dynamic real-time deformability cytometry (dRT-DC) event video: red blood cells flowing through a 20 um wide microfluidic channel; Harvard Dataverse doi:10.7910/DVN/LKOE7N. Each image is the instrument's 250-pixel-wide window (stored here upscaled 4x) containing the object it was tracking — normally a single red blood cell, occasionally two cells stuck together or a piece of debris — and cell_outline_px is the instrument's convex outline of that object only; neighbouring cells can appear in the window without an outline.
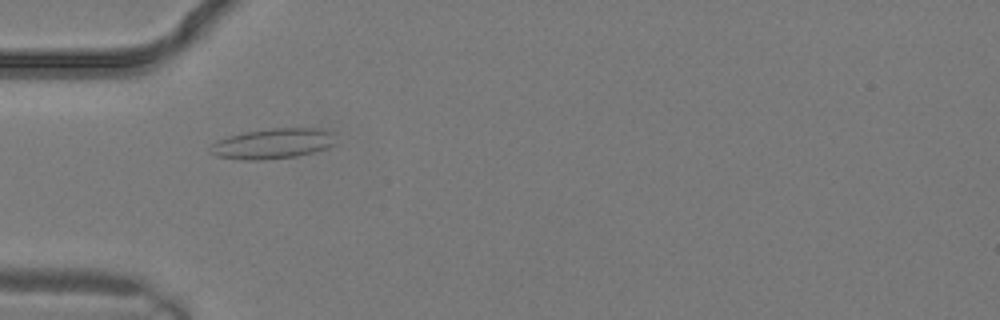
{"species": "common noctule bat (a hibernating species)", "species_latin": "Nyctalus noctula", "temperature_condition": "warm", "stored_images_in_passage": 1, "camera_frame_rate_fps": 3000, "um_per_image_px": 0.085, "animal": {"sex": "male", "body_mass_g": 19.2, "forearm_length_mm": 51.8}, "frame": {"image": 1, "passage_image": 1, "time_ms": 0.0, "image_size_px": [1000, 320], "cell_outline_px": [[336, 144], [328, 148], [296, 156], [264, 160], [244, 160], [216, 156], [208, 148], [216, 140], [228, 136], [244, 132], [272, 128], [316, 128], [332, 132]], "centroid_in_image_um": [23.18, 12.21], "position_along_channel_um": 61.8, "area_um2": 22.2}}